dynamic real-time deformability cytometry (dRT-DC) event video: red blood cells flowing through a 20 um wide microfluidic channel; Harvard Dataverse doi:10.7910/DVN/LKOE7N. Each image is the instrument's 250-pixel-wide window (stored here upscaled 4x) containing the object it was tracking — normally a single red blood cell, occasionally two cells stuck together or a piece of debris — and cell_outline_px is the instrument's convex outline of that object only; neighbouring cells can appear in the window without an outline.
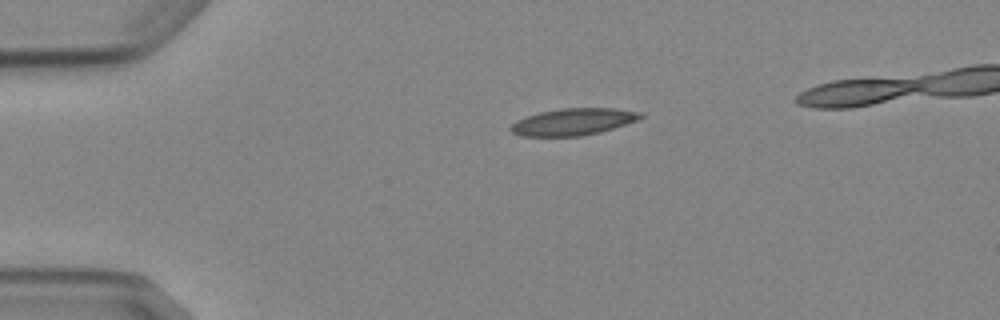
{"species": "Egyptian fruit bat (a non-hibernating species)", "species_latin": "Rousettus aegyptiacus", "temperature_condition": "cold", "stored_images_in_passage": 3, "camera_frame_rate_fps": 3000, "um_per_image_px": 0.085, "animal": {"sex": "female"}, "frame": {"image": 1, "passage_image": 1, "time_ms": 0.0, "image_size_px": [1000, 320], "cell_outline_px": [[644, 116], [636, 120], [600, 132], [580, 136], [520, 136], [512, 132], [508, 128], [516, 120], [540, 112], [560, 108], [616, 108], [644, 112]], "centroid_in_image_um": [48.72, 10.34], "position_along_channel_um": 36.3, "area_um2": 20.29}}